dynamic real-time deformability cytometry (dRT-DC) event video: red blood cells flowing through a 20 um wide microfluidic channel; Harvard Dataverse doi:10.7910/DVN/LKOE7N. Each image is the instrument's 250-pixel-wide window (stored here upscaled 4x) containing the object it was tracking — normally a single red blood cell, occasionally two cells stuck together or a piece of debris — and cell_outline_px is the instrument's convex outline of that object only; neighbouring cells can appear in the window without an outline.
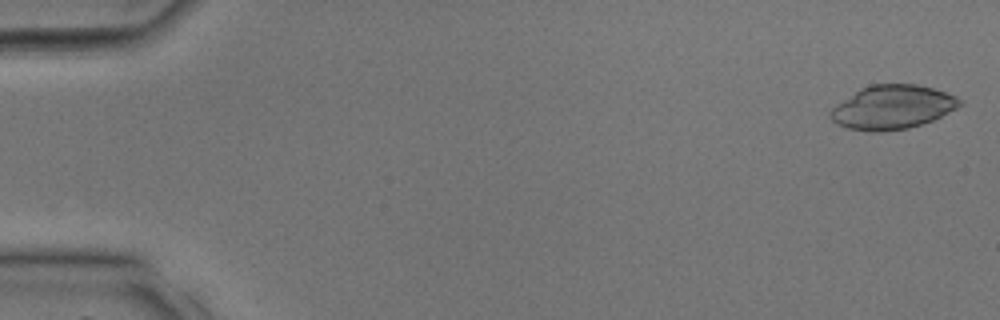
{"species": "common noctule bat (a hibernating species)", "species_latin": "Nyctalus noctula", "temperature_condition": "room temperature", "stored_images_in_passage": 13, "camera_frame_rate_fps": 3000, "um_per_image_px": 0.085, "animal": {"sex": "male", "body_mass_g": 17.9, "forearm_length_mm": 54.2}, "frame": {"image": 1, "passage_image": 1, "time_ms": 0.0, "image_size_px": [1000, 320], "cell_outline_px": [[964, 104], [932, 120], [908, 128], [880, 132], [868, 132], [848, 128], [836, 124], [828, 116], [828, 112], [836, 104], [860, 88], [872, 84], [916, 84], [932, 88], [956, 96]], "centroid_in_image_um": [75.8, 9.12], "position_along_channel_um": 9.2, "area_um2": 33.06}}